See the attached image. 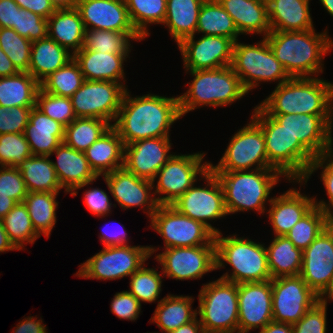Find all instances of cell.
<instances>
[{
	"instance_id": "1",
	"label": "cell",
	"mask_w": 333,
	"mask_h": 333,
	"mask_svg": "<svg viewBox=\"0 0 333 333\" xmlns=\"http://www.w3.org/2000/svg\"><path fill=\"white\" fill-rule=\"evenodd\" d=\"M128 88L113 127L124 145L143 139L170 137L171 125L182 118L178 95L149 93L133 97Z\"/></svg>"
},
{
	"instance_id": "2",
	"label": "cell",
	"mask_w": 333,
	"mask_h": 333,
	"mask_svg": "<svg viewBox=\"0 0 333 333\" xmlns=\"http://www.w3.org/2000/svg\"><path fill=\"white\" fill-rule=\"evenodd\" d=\"M265 38L290 78L319 77L324 72V56L333 50L327 28L321 33L315 29L271 31Z\"/></svg>"
},
{
	"instance_id": "3",
	"label": "cell",
	"mask_w": 333,
	"mask_h": 333,
	"mask_svg": "<svg viewBox=\"0 0 333 333\" xmlns=\"http://www.w3.org/2000/svg\"><path fill=\"white\" fill-rule=\"evenodd\" d=\"M258 105L267 114L333 115V82L320 77L289 78Z\"/></svg>"
},
{
	"instance_id": "4",
	"label": "cell",
	"mask_w": 333,
	"mask_h": 333,
	"mask_svg": "<svg viewBox=\"0 0 333 333\" xmlns=\"http://www.w3.org/2000/svg\"><path fill=\"white\" fill-rule=\"evenodd\" d=\"M218 178L224 194L228 215L238 212L256 211L264 215L270 193L286 178L273 168L243 171H212Z\"/></svg>"
},
{
	"instance_id": "5",
	"label": "cell",
	"mask_w": 333,
	"mask_h": 333,
	"mask_svg": "<svg viewBox=\"0 0 333 333\" xmlns=\"http://www.w3.org/2000/svg\"><path fill=\"white\" fill-rule=\"evenodd\" d=\"M251 119L261 128L271 168L287 181H303L315 157L258 104Z\"/></svg>"
},
{
	"instance_id": "6",
	"label": "cell",
	"mask_w": 333,
	"mask_h": 333,
	"mask_svg": "<svg viewBox=\"0 0 333 333\" xmlns=\"http://www.w3.org/2000/svg\"><path fill=\"white\" fill-rule=\"evenodd\" d=\"M185 71L193 77V80L187 82L188 90L178 95L182 117L199 107L216 108L232 105L248 94L231 66Z\"/></svg>"
},
{
	"instance_id": "7",
	"label": "cell",
	"mask_w": 333,
	"mask_h": 333,
	"mask_svg": "<svg viewBox=\"0 0 333 333\" xmlns=\"http://www.w3.org/2000/svg\"><path fill=\"white\" fill-rule=\"evenodd\" d=\"M235 234L215 235L216 270L227 264L232 267L230 274L227 271L220 278L236 284L271 280L265 243Z\"/></svg>"
},
{
	"instance_id": "8",
	"label": "cell",
	"mask_w": 333,
	"mask_h": 333,
	"mask_svg": "<svg viewBox=\"0 0 333 333\" xmlns=\"http://www.w3.org/2000/svg\"><path fill=\"white\" fill-rule=\"evenodd\" d=\"M239 41L237 40L233 46L231 67L248 94L261 82L276 81L279 85L290 78L276 59L265 37L251 45Z\"/></svg>"
},
{
	"instance_id": "9",
	"label": "cell",
	"mask_w": 333,
	"mask_h": 333,
	"mask_svg": "<svg viewBox=\"0 0 333 333\" xmlns=\"http://www.w3.org/2000/svg\"><path fill=\"white\" fill-rule=\"evenodd\" d=\"M197 316L205 333L238 331V284L218 278L203 284Z\"/></svg>"
},
{
	"instance_id": "10",
	"label": "cell",
	"mask_w": 333,
	"mask_h": 333,
	"mask_svg": "<svg viewBox=\"0 0 333 333\" xmlns=\"http://www.w3.org/2000/svg\"><path fill=\"white\" fill-rule=\"evenodd\" d=\"M160 250L151 245H118L104 247L79 265L75 277L97 280H116L131 276Z\"/></svg>"
},
{
	"instance_id": "11",
	"label": "cell",
	"mask_w": 333,
	"mask_h": 333,
	"mask_svg": "<svg viewBox=\"0 0 333 333\" xmlns=\"http://www.w3.org/2000/svg\"><path fill=\"white\" fill-rule=\"evenodd\" d=\"M204 152L173 154L153 179V190L159 205H171L210 169ZM200 178H199V177ZM156 181V183H155Z\"/></svg>"
},
{
	"instance_id": "12",
	"label": "cell",
	"mask_w": 333,
	"mask_h": 333,
	"mask_svg": "<svg viewBox=\"0 0 333 333\" xmlns=\"http://www.w3.org/2000/svg\"><path fill=\"white\" fill-rule=\"evenodd\" d=\"M149 222V227L163 238V249L216 245L215 234L207 226L181 214L171 205H159Z\"/></svg>"
},
{
	"instance_id": "13",
	"label": "cell",
	"mask_w": 333,
	"mask_h": 333,
	"mask_svg": "<svg viewBox=\"0 0 333 333\" xmlns=\"http://www.w3.org/2000/svg\"><path fill=\"white\" fill-rule=\"evenodd\" d=\"M229 140L220 161L216 165L210 162L211 171L271 168L267 159L264 134L251 118L249 123L238 129Z\"/></svg>"
},
{
	"instance_id": "14",
	"label": "cell",
	"mask_w": 333,
	"mask_h": 333,
	"mask_svg": "<svg viewBox=\"0 0 333 333\" xmlns=\"http://www.w3.org/2000/svg\"><path fill=\"white\" fill-rule=\"evenodd\" d=\"M205 186L194 184L171 204L178 212L207 226L215 235L221 230L210 223L224 219L226 211L222 186L217 176L209 169L202 177ZM196 185V186H195Z\"/></svg>"
},
{
	"instance_id": "15",
	"label": "cell",
	"mask_w": 333,
	"mask_h": 333,
	"mask_svg": "<svg viewBox=\"0 0 333 333\" xmlns=\"http://www.w3.org/2000/svg\"><path fill=\"white\" fill-rule=\"evenodd\" d=\"M126 90L117 82L84 80L70 97L74 113L76 117L103 119L113 126Z\"/></svg>"
},
{
	"instance_id": "16",
	"label": "cell",
	"mask_w": 333,
	"mask_h": 333,
	"mask_svg": "<svg viewBox=\"0 0 333 333\" xmlns=\"http://www.w3.org/2000/svg\"><path fill=\"white\" fill-rule=\"evenodd\" d=\"M166 278L195 280L216 271V245L165 248L154 258Z\"/></svg>"
},
{
	"instance_id": "17",
	"label": "cell",
	"mask_w": 333,
	"mask_h": 333,
	"mask_svg": "<svg viewBox=\"0 0 333 333\" xmlns=\"http://www.w3.org/2000/svg\"><path fill=\"white\" fill-rule=\"evenodd\" d=\"M273 321L295 324L321 298L300 275L271 279Z\"/></svg>"
},
{
	"instance_id": "18",
	"label": "cell",
	"mask_w": 333,
	"mask_h": 333,
	"mask_svg": "<svg viewBox=\"0 0 333 333\" xmlns=\"http://www.w3.org/2000/svg\"><path fill=\"white\" fill-rule=\"evenodd\" d=\"M314 156L333 151V115L268 114Z\"/></svg>"
},
{
	"instance_id": "19",
	"label": "cell",
	"mask_w": 333,
	"mask_h": 333,
	"mask_svg": "<svg viewBox=\"0 0 333 333\" xmlns=\"http://www.w3.org/2000/svg\"><path fill=\"white\" fill-rule=\"evenodd\" d=\"M300 276L322 299L333 285V222L303 250Z\"/></svg>"
},
{
	"instance_id": "20",
	"label": "cell",
	"mask_w": 333,
	"mask_h": 333,
	"mask_svg": "<svg viewBox=\"0 0 333 333\" xmlns=\"http://www.w3.org/2000/svg\"><path fill=\"white\" fill-rule=\"evenodd\" d=\"M234 42L223 36L195 35L178 44L185 70H206L231 66Z\"/></svg>"
},
{
	"instance_id": "21",
	"label": "cell",
	"mask_w": 333,
	"mask_h": 333,
	"mask_svg": "<svg viewBox=\"0 0 333 333\" xmlns=\"http://www.w3.org/2000/svg\"><path fill=\"white\" fill-rule=\"evenodd\" d=\"M104 181L120 208H142L149 219L159 207L155 198L153 183L138 178L124 167L103 175Z\"/></svg>"
},
{
	"instance_id": "22",
	"label": "cell",
	"mask_w": 333,
	"mask_h": 333,
	"mask_svg": "<svg viewBox=\"0 0 333 333\" xmlns=\"http://www.w3.org/2000/svg\"><path fill=\"white\" fill-rule=\"evenodd\" d=\"M238 330L260 331L273 321L271 280L238 284Z\"/></svg>"
},
{
	"instance_id": "23",
	"label": "cell",
	"mask_w": 333,
	"mask_h": 333,
	"mask_svg": "<svg viewBox=\"0 0 333 333\" xmlns=\"http://www.w3.org/2000/svg\"><path fill=\"white\" fill-rule=\"evenodd\" d=\"M170 141V137H156L124 145L123 167L138 178L153 182L157 172L173 155Z\"/></svg>"
},
{
	"instance_id": "24",
	"label": "cell",
	"mask_w": 333,
	"mask_h": 333,
	"mask_svg": "<svg viewBox=\"0 0 333 333\" xmlns=\"http://www.w3.org/2000/svg\"><path fill=\"white\" fill-rule=\"evenodd\" d=\"M76 8L85 30L137 32L125 0H78Z\"/></svg>"
},
{
	"instance_id": "25",
	"label": "cell",
	"mask_w": 333,
	"mask_h": 333,
	"mask_svg": "<svg viewBox=\"0 0 333 333\" xmlns=\"http://www.w3.org/2000/svg\"><path fill=\"white\" fill-rule=\"evenodd\" d=\"M300 184L298 188H289L285 193L272 196L266 210L274 236H285L290 229L315 205L314 196L305 195L300 187L307 185L303 181H289Z\"/></svg>"
},
{
	"instance_id": "26",
	"label": "cell",
	"mask_w": 333,
	"mask_h": 333,
	"mask_svg": "<svg viewBox=\"0 0 333 333\" xmlns=\"http://www.w3.org/2000/svg\"><path fill=\"white\" fill-rule=\"evenodd\" d=\"M56 155V161H52L58 181L64 193L77 196L79 189L94 184L99 177L91 169L85 153L77 151L62 142L51 155Z\"/></svg>"
},
{
	"instance_id": "27",
	"label": "cell",
	"mask_w": 333,
	"mask_h": 333,
	"mask_svg": "<svg viewBox=\"0 0 333 333\" xmlns=\"http://www.w3.org/2000/svg\"><path fill=\"white\" fill-rule=\"evenodd\" d=\"M129 56L130 53L109 54L93 50H80L73 54L85 80L117 82L126 89L124 62Z\"/></svg>"
},
{
	"instance_id": "28",
	"label": "cell",
	"mask_w": 333,
	"mask_h": 333,
	"mask_svg": "<svg viewBox=\"0 0 333 333\" xmlns=\"http://www.w3.org/2000/svg\"><path fill=\"white\" fill-rule=\"evenodd\" d=\"M65 127L39 110L32 108L24 135L32 155L51 156L64 141Z\"/></svg>"
},
{
	"instance_id": "29",
	"label": "cell",
	"mask_w": 333,
	"mask_h": 333,
	"mask_svg": "<svg viewBox=\"0 0 333 333\" xmlns=\"http://www.w3.org/2000/svg\"><path fill=\"white\" fill-rule=\"evenodd\" d=\"M217 1L232 17L241 35L263 34L266 37L271 32L267 3L259 0Z\"/></svg>"
},
{
	"instance_id": "30",
	"label": "cell",
	"mask_w": 333,
	"mask_h": 333,
	"mask_svg": "<svg viewBox=\"0 0 333 333\" xmlns=\"http://www.w3.org/2000/svg\"><path fill=\"white\" fill-rule=\"evenodd\" d=\"M311 0H270L268 18L271 31L315 29L310 13Z\"/></svg>"
},
{
	"instance_id": "31",
	"label": "cell",
	"mask_w": 333,
	"mask_h": 333,
	"mask_svg": "<svg viewBox=\"0 0 333 333\" xmlns=\"http://www.w3.org/2000/svg\"><path fill=\"white\" fill-rule=\"evenodd\" d=\"M84 153L91 169L98 177L124 166V144L113 126Z\"/></svg>"
},
{
	"instance_id": "32",
	"label": "cell",
	"mask_w": 333,
	"mask_h": 333,
	"mask_svg": "<svg viewBox=\"0 0 333 333\" xmlns=\"http://www.w3.org/2000/svg\"><path fill=\"white\" fill-rule=\"evenodd\" d=\"M48 37L72 54L83 48L85 27L76 7L56 9L47 19Z\"/></svg>"
},
{
	"instance_id": "33",
	"label": "cell",
	"mask_w": 333,
	"mask_h": 333,
	"mask_svg": "<svg viewBox=\"0 0 333 333\" xmlns=\"http://www.w3.org/2000/svg\"><path fill=\"white\" fill-rule=\"evenodd\" d=\"M72 59L73 54L68 49L47 36L32 42L28 72L41 83Z\"/></svg>"
},
{
	"instance_id": "34",
	"label": "cell",
	"mask_w": 333,
	"mask_h": 333,
	"mask_svg": "<svg viewBox=\"0 0 333 333\" xmlns=\"http://www.w3.org/2000/svg\"><path fill=\"white\" fill-rule=\"evenodd\" d=\"M157 302L150 323H155L165 333L176 330L197 317V309L193 310L192 307V296L168 294Z\"/></svg>"
},
{
	"instance_id": "35",
	"label": "cell",
	"mask_w": 333,
	"mask_h": 333,
	"mask_svg": "<svg viewBox=\"0 0 333 333\" xmlns=\"http://www.w3.org/2000/svg\"><path fill=\"white\" fill-rule=\"evenodd\" d=\"M205 0H167L166 17L162 25L177 45L185 38L196 35L198 16Z\"/></svg>"
},
{
	"instance_id": "36",
	"label": "cell",
	"mask_w": 333,
	"mask_h": 333,
	"mask_svg": "<svg viewBox=\"0 0 333 333\" xmlns=\"http://www.w3.org/2000/svg\"><path fill=\"white\" fill-rule=\"evenodd\" d=\"M265 248L272 279L300 275L303 251L286 236H274Z\"/></svg>"
},
{
	"instance_id": "37",
	"label": "cell",
	"mask_w": 333,
	"mask_h": 333,
	"mask_svg": "<svg viewBox=\"0 0 333 333\" xmlns=\"http://www.w3.org/2000/svg\"><path fill=\"white\" fill-rule=\"evenodd\" d=\"M49 157L32 155L17 166L28 192L60 193L63 189Z\"/></svg>"
},
{
	"instance_id": "38",
	"label": "cell",
	"mask_w": 333,
	"mask_h": 333,
	"mask_svg": "<svg viewBox=\"0 0 333 333\" xmlns=\"http://www.w3.org/2000/svg\"><path fill=\"white\" fill-rule=\"evenodd\" d=\"M40 83L29 72L0 77V106L35 107Z\"/></svg>"
},
{
	"instance_id": "39",
	"label": "cell",
	"mask_w": 333,
	"mask_h": 333,
	"mask_svg": "<svg viewBox=\"0 0 333 333\" xmlns=\"http://www.w3.org/2000/svg\"><path fill=\"white\" fill-rule=\"evenodd\" d=\"M197 34L223 36L234 43L239 39L238 29L232 17L224 10L217 0H205L201 6Z\"/></svg>"
},
{
	"instance_id": "40",
	"label": "cell",
	"mask_w": 333,
	"mask_h": 333,
	"mask_svg": "<svg viewBox=\"0 0 333 333\" xmlns=\"http://www.w3.org/2000/svg\"><path fill=\"white\" fill-rule=\"evenodd\" d=\"M59 193L28 192L23 203L27 207L32 225L39 236L49 238L56 224Z\"/></svg>"
},
{
	"instance_id": "41",
	"label": "cell",
	"mask_w": 333,
	"mask_h": 333,
	"mask_svg": "<svg viewBox=\"0 0 333 333\" xmlns=\"http://www.w3.org/2000/svg\"><path fill=\"white\" fill-rule=\"evenodd\" d=\"M145 40L138 32H117L107 30H85L81 50L100 51L109 54L130 53L132 41Z\"/></svg>"
},
{
	"instance_id": "42",
	"label": "cell",
	"mask_w": 333,
	"mask_h": 333,
	"mask_svg": "<svg viewBox=\"0 0 333 333\" xmlns=\"http://www.w3.org/2000/svg\"><path fill=\"white\" fill-rule=\"evenodd\" d=\"M111 126L103 119L77 117L65 127L63 142L77 151L84 152Z\"/></svg>"
},
{
	"instance_id": "43",
	"label": "cell",
	"mask_w": 333,
	"mask_h": 333,
	"mask_svg": "<svg viewBox=\"0 0 333 333\" xmlns=\"http://www.w3.org/2000/svg\"><path fill=\"white\" fill-rule=\"evenodd\" d=\"M1 220L9 240L18 251L25 249L28 243L34 244L40 237L24 203H17Z\"/></svg>"
},
{
	"instance_id": "44",
	"label": "cell",
	"mask_w": 333,
	"mask_h": 333,
	"mask_svg": "<svg viewBox=\"0 0 333 333\" xmlns=\"http://www.w3.org/2000/svg\"><path fill=\"white\" fill-rule=\"evenodd\" d=\"M127 10L136 31L145 39L151 24H163L167 0H125Z\"/></svg>"
},
{
	"instance_id": "45",
	"label": "cell",
	"mask_w": 333,
	"mask_h": 333,
	"mask_svg": "<svg viewBox=\"0 0 333 333\" xmlns=\"http://www.w3.org/2000/svg\"><path fill=\"white\" fill-rule=\"evenodd\" d=\"M331 223L327 215L319 207L314 206L285 236L303 251Z\"/></svg>"
},
{
	"instance_id": "46",
	"label": "cell",
	"mask_w": 333,
	"mask_h": 333,
	"mask_svg": "<svg viewBox=\"0 0 333 333\" xmlns=\"http://www.w3.org/2000/svg\"><path fill=\"white\" fill-rule=\"evenodd\" d=\"M84 80L79 65L73 58L44 79L40 83V88L49 94L71 97L81 87Z\"/></svg>"
},
{
	"instance_id": "47",
	"label": "cell",
	"mask_w": 333,
	"mask_h": 333,
	"mask_svg": "<svg viewBox=\"0 0 333 333\" xmlns=\"http://www.w3.org/2000/svg\"><path fill=\"white\" fill-rule=\"evenodd\" d=\"M162 272L156 268H147L144 265L129 278V293L140 303H155L162 291Z\"/></svg>"
},
{
	"instance_id": "48",
	"label": "cell",
	"mask_w": 333,
	"mask_h": 333,
	"mask_svg": "<svg viewBox=\"0 0 333 333\" xmlns=\"http://www.w3.org/2000/svg\"><path fill=\"white\" fill-rule=\"evenodd\" d=\"M32 42L12 28H0V48L19 72H28Z\"/></svg>"
},
{
	"instance_id": "49",
	"label": "cell",
	"mask_w": 333,
	"mask_h": 333,
	"mask_svg": "<svg viewBox=\"0 0 333 333\" xmlns=\"http://www.w3.org/2000/svg\"><path fill=\"white\" fill-rule=\"evenodd\" d=\"M318 169H323L321 170L320 180L324 185L323 188L326 190L325 192L329 200L328 202L324 199L318 201V199L314 197V205L319 207L327 215L328 219L333 222V151L315 157L303 182L307 183L311 176L314 175L313 173Z\"/></svg>"
},
{
	"instance_id": "50",
	"label": "cell",
	"mask_w": 333,
	"mask_h": 333,
	"mask_svg": "<svg viewBox=\"0 0 333 333\" xmlns=\"http://www.w3.org/2000/svg\"><path fill=\"white\" fill-rule=\"evenodd\" d=\"M36 107L64 127L77 118L70 97L49 94L41 88L36 95Z\"/></svg>"
},
{
	"instance_id": "51",
	"label": "cell",
	"mask_w": 333,
	"mask_h": 333,
	"mask_svg": "<svg viewBox=\"0 0 333 333\" xmlns=\"http://www.w3.org/2000/svg\"><path fill=\"white\" fill-rule=\"evenodd\" d=\"M32 156L24 133L0 135V166L17 167Z\"/></svg>"
},
{
	"instance_id": "52",
	"label": "cell",
	"mask_w": 333,
	"mask_h": 333,
	"mask_svg": "<svg viewBox=\"0 0 333 333\" xmlns=\"http://www.w3.org/2000/svg\"><path fill=\"white\" fill-rule=\"evenodd\" d=\"M13 29L31 42L48 36L47 19L21 8L18 10L17 25Z\"/></svg>"
},
{
	"instance_id": "53",
	"label": "cell",
	"mask_w": 333,
	"mask_h": 333,
	"mask_svg": "<svg viewBox=\"0 0 333 333\" xmlns=\"http://www.w3.org/2000/svg\"><path fill=\"white\" fill-rule=\"evenodd\" d=\"M327 305L320 300L295 324L292 325L294 333H326L327 331Z\"/></svg>"
},
{
	"instance_id": "54",
	"label": "cell",
	"mask_w": 333,
	"mask_h": 333,
	"mask_svg": "<svg viewBox=\"0 0 333 333\" xmlns=\"http://www.w3.org/2000/svg\"><path fill=\"white\" fill-rule=\"evenodd\" d=\"M0 193L9 195L17 203H23L25 200L28 190L17 167H0Z\"/></svg>"
},
{
	"instance_id": "55",
	"label": "cell",
	"mask_w": 333,
	"mask_h": 333,
	"mask_svg": "<svg viewBox=\"0 0 333 333\" xmlns=\"http://www.w3.org/2000/svg\"><path fill=\"white\" fill-rule=\"evenodd\" d=\"M33 107L0 106V135L6 133H24Z\"/></svg>"
},
{
	"instance_id": "56",
	"label": "cell",
	"mask_w": 333,
	"mask_h": 333,
	"mask_svg": "<svg viewBox=\"0 0 333 333\" xmlns=\"http://www.w3.org/2000/svg\"><path fill=\"white\" fill-rule=\"evenodd\" d=\"M142 304L127 290L117 292L111 299L110 311L123 320L136 321L141 313Z\"/></svg>"
},
{
	"instance_id": "57",
	"label": "cell",
	"mask_w": 333,
	"mask_h": 333,
	"mask_svg": "<svg viewBox=\"0 0 333 333\" xmlns=\"http://www.w3.org/2000/svg\"><path fill=\"white\" fill-rule=\"evenodd\" d=\"M83 195V202L86 205V209H88L93 216L96 215L100 218L108 217V215L111 214L112 205L116 207V204H112L109 199L110 196L101 188L90 187V189H85Z\"/></svg>"
},
{
	"instance_id": "58",
	"label": "cell",
	"mask_w": 333,
	"mask_h": 333,
	"mask_svg": "<svg viewBox=\"0 0 333 333\" xmlns=\"http://www.w3.org/2000/svg\"><path fill=\"white\" fill-rule=\"evenodd\" d=\"M114 223L110 224L113 225ZM119 226H115V229H112L108 227V224L104 226L105 229L101 231L99 234V239L103 245V247H108V246H118V245H129L130 242H128V237H127V231L125 230V227L123 224H119ZM109 228L111 230H109ZM110 231V232H109Z\"/></svg>"
},
{
	"instance_id": "59",
	"label": "cell",
	"mask_w": 333,
	"mask_h": 333,
	"mask_svg": "<svg viewBox=\"0 0 333 333\" xmlns=\"http://www.w3.org/2000/svg\"><path fill=\"white\" fill-rule=\"evenodd\" d=\"M20 7L14 0H0V28H12L17 25Z\"/></svg>"
},
{
	"instance_id": "60",
	"label": "cell",
	"mask_w": 333,
	"mask_h": 333,
	"mask_svg": "<svg viewBox=\"0 0 333 333\" xmlns=\"http://www.w3.org/2000/svg\"><path fill=\"white\" fill-rule=\"evenodd\" d=\"M21 9L31 11L41 17L48 19L55 8L49 0H14Z\"/></svg>"
},
{
	"instance_id": "61",
	"label": "cell",
	"mask_w": 333,
	"mask_h": 333,
	"mask_svg": "<svg viewBox=\"0 0 333 333\" xmlns=\"http://www.w3.org/2000/svg\"><path fill=\"white\" fill-rule=\"evenodd\" d=\"M36 316H27L22 321H19L12 330V333H48L46 324H43V319Z\"/></svg>"
},
{
	"instance_id": "62",
	"label": "cell",
	"mask_w": 333,
	"mask_h": 333,
	"mask_svg": "<svg viewBox=\"0 0 333 333\" xmlns=\"http://www.w3.org/2000/svg\"><path fill=\"white\" fill-rule=\"evenodd\" d=\"M19 71L15 68L12 61L0 48V77H6L17 74Z\"/></svg>"
},
{
	"instance_id": "63",
	"label": "cell",
	"mask_w": 333,
	"mask_h": 333,
	"mask_svg": "<svg viewBox=\"0 0 333 333\" xmlns=\"http://www.w3.org/2000/svg\"><path fill=\"white\" fill-rule=\"evenodd\" d=\"M263 333H294L292 324L269 322L262 330Z\"/></svg>"
},
{
	"instance_id": "64",
	"label": "cell",
	"mask_w": 333,
	"mask_h": 333,
	"mask_svg": "<svg viewBox=\"0 0 333 333\" xmlns=\"http://www.w3.org/2000/svg\"><path fill=\"white\" fill-rule=\"evenodd\" d=\"M169 333H205L198 317L188 324L182 325Z\"/></svg>"
},
{
	"instance_id": "65",
	"label": "cell",
	"mask_w": 333,
	"mask_h": 333,
	"mask_svg": "<svg viewBox=\"0 0 333 333\" xmlns=\"http://www.w3.org/2000/svg\"><path fill=\"white\" fill-rule=\"evenodd\" d=\"M17 251V249L14 247V245L11 243V241L8 238V235L4 229L2 220L0 219V253H6V251Z\"/></svg>"
},
{
	"instance_id": "66",
	"label": "cell",
	"mask_w": 333,
	"mask_h": 333,
	"mask_svg": "<svg viewBox=\"0 0 333 333\" xmlns=\"http://www.w3.org/2000/svg\"><path fill=\"white\" fill-rule=\"evenodd\" d=\"M16 204L17 202L10 198L9 195L0 193V219H2Z\"/></svg>"
},
{
	"instance_id": "67",
	"label": "cell",
	"mask_w": 333,
	"mask_h": 333,
	"mask_svg": "<svg viewBox=\"0 0 333 333\" xmlns=\"http://www.w3.org/2000/svg\"><path fill=\"white\" fill-rule=\"evenodd\" d=\"M55 9L72 8L77 6L78 0H49Z\"/></svg>"
},
{
	"instance_id": "68",
	"label": "cell",
	"mask_w": 333,
	"mask_h": 333,
	"mask_svg": "<svg viewBox=\"0 0 333 333\" xmlns=\"http://www.w3.org/2000/svg\"><path fill=\"white\" fill-rule=\"evenodd\" d=\"M322 7L333 17V0H319Z\"/></svg>"
},
{
	"instance_id": "69",
	"label": "cell",
	"mask_w": 333,
	"mask_h": 333,
	"mask_svg": "<svg viewBox=\"0 0 333 333\" xmlns=\"http://www.w3.org/2000/svg\"><path fill=\"white\" fill-rule=\"evenodd\" d=\"M325 302L328 303V301H333V285L331 286L329 292L322 298Z\"/></svg>"
},
{
	"instance_id": "70",
	"label": "cell",
	"mask_w": 333,
	"mask_h": 333,
	"mask_svg": "<svg viewBox=\"0 0 333 333\" xmlns=\"http://www.w3.org/2000/svg\"><path fill=\"white\" fill-rule=\"evenodd\" d=\"M222 333H245V332H243V331H233V332H222Z\"/></svg>"
},
{
	"instance_id": "71",
	"label": "cell",
	"mask_w": 333,
	"mask_h": 333,
	"mask_svg": "<svg viewBox=\"0 0 333 333\" xmlns=\"http://www.w3.org/2000/svg\"><path fill=\"white\" fill-rule=\"evenodd\" d=\"M259 1H262V2L268 3L270 0H259Z\"/></svg>"
}]
</instances>
